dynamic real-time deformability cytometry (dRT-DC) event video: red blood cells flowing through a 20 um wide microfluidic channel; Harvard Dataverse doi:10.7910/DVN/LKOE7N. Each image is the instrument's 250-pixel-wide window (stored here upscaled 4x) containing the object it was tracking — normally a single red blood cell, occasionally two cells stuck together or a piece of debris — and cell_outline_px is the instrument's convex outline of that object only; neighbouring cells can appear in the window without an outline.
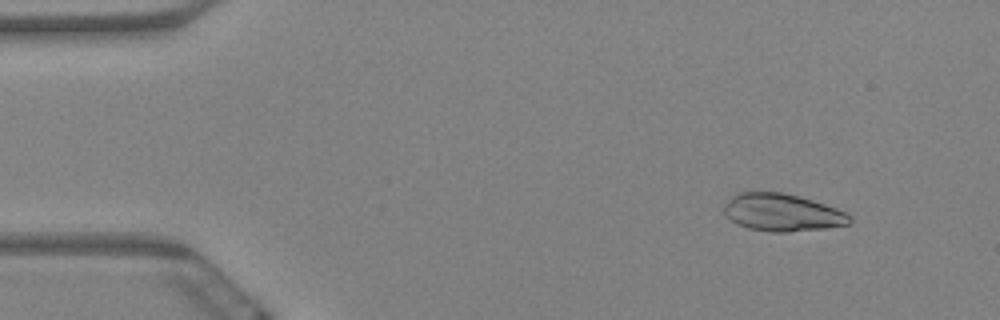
{"species": "Egyptian fruit bat (a non-hibernating species)", "species_latin": "Rousettus aegyptiacus", "temperature_condition": "warm", "stored_images_in_passage": 9, "camera_frame_rate_fps": 3000, "um_per_image_px": 0.085, "animal": {"sex": "female"}, "frame": {"image": 1, "passage_image": 2, "time_ms": 0.333, "image_size_px": [1000, 320], "cell_outline_px": [[852, 224], [824, 228], [788, 232], [768, 232], [748, 228], [736, 224], [724, 216], [720, 208], [736, 192], [784, 192], [800, 196], [848, 212], [852, 216]], "centroid_in_image_um": [66.45, 18.06], "position_along_channel_um": 18.5, "area_um2": 28.03}}
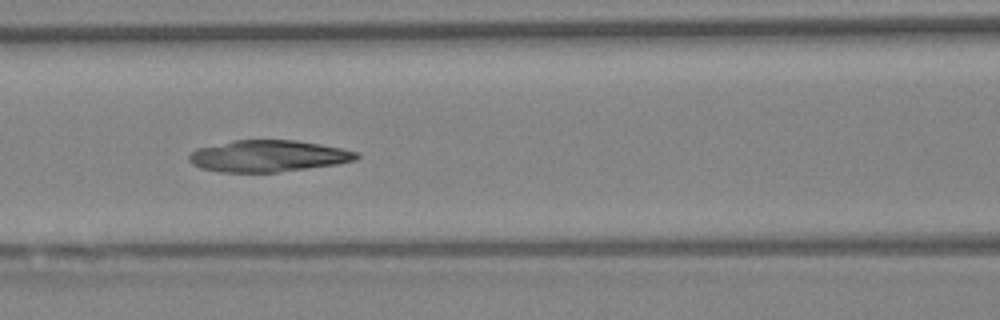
{"frame": {"image": 2, "passage_image": 7, "time_ms": 2.0, "image_size_px": [1000, 320], "cell_outline_px": [[360, 156], [356, 160], [336, 164], [276, 172], [220, 172], [200, 168], [192, 164], [188, 160], [188, 156], [196, 148], [232, 140], [296, 140], [320, 144], [360, 152]], "centroid_in_image_um": [22.77, 13.26], "position_along_channel_um": 143.8, "area_um2": 30.87}}
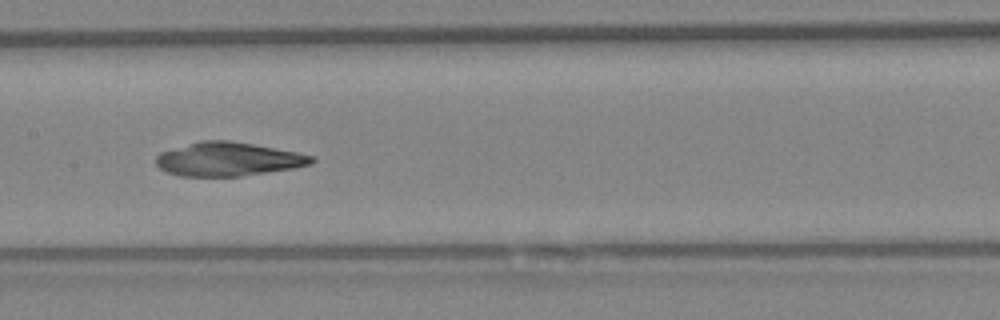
{"frame": {"image": 3, "passage_image": 8, "time_ms": 2.333, "image_size_px": [1000, 320], "cell_outline_px": [[316, 160], [312, 164], [296, 168], [240, 176], [180, 176], [164, 172], [156, 164], [156, 156], [160, 152], [200, 140], [228, 140], [252, 144], [296, 152], [312, 156]], "centroid_in_image_um": [19.37, 13.53], "position_along_channel_um": 188.0, "area_um2": 30.58}}